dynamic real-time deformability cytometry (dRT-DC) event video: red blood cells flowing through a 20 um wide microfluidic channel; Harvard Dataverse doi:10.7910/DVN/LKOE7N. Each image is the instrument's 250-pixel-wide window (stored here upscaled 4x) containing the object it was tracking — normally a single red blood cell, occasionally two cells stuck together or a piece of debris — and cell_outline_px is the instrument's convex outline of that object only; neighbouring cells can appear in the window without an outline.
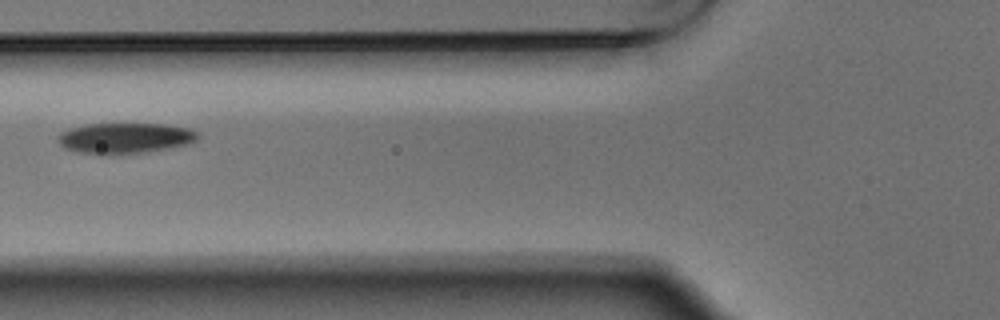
{"species": "Egyptian fruit bat (a non-hibernating species)", "species_latin": "Rousettus aegyptiacus", "temperature_condition": "warm", "stored_images_in_passage": 2, "camera_frame_rate_fps": 3000, "um_per_image_px": 0.085, "animal": {"sex": "male"}, "frame": {"image": 1, "passage_image": 2, "time_ms": 0.333, "image_size_px": [1000, 320], "cell_outline_px": [[200, 136], [196, 140], [188, 144], [144, 152], [80, 152], [64, 148], [56, 140], [56, 136], [60, 132], [68, 128], [84, 124], [164, 124], [188, 128], [200, 132]], "centroid_in_image_um": [10.62, 11.69], "position_along_channel_um": 115.2, "area_um2": 24.45}}